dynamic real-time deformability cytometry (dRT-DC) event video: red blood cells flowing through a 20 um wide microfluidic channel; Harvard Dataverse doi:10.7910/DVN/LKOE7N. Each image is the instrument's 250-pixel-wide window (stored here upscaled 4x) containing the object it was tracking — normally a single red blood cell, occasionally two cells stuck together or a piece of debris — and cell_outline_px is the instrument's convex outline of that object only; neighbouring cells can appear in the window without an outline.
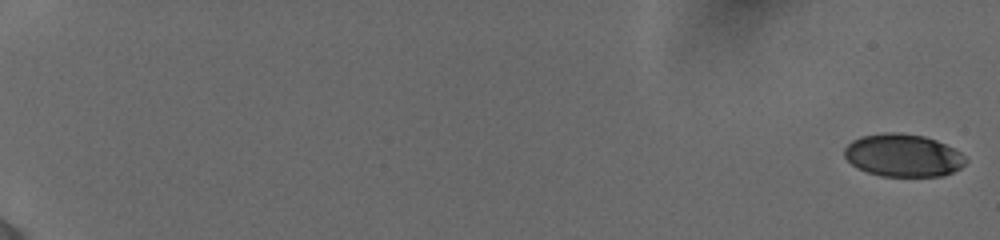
{"species": "human", "species_latin": "Homo sapiens", "temperature_condition": "cold", "stored_images_in_passage": 57, "camera_frame_rate_fps": 3000, "um_per_image_px": 0.085, "donor": {"sex": "female"}, "frame": {"image": 1, "passage_image": 1, "time_ms": 0.0, "image_size_px": [1000, 240], "cell_outline_px": [[968, 160], [960, 168], [944, 176], [880, 176], [856, 168], [844, 156], [844, 148], [852, 140], [860, 136], [884, 132], [900, 132], [924, 136], [936, 140], [960, 152]], "centroid_in_image_um": [76.74, 13.2], "position_along_channel_um": 8.3, "area_um2": 30.29}}
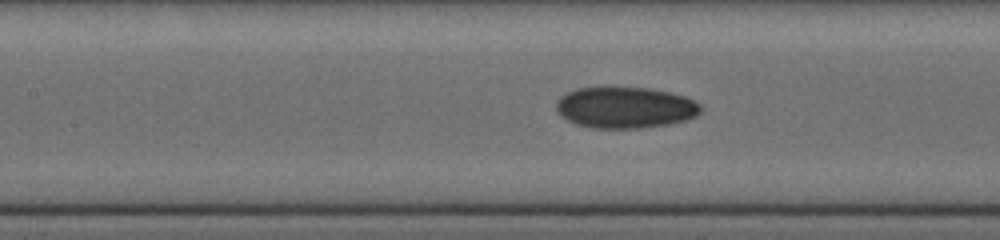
{"frame": {"image": 2, "passage_image": 30, "time_ms": 9.667, "image_size_px": [1000, 240], "cell_outline_px": [[700, 112], [696, 116], [684, 120], [668, 124], [640, 128], [592, 128], [576, 124], [560, 116], [556, 112], [556, 100], [560, 96], [576, 88], [648, 88], [668, 92], [684, 96], [700, 104]], "centroid_in_image_um": [53.09, 9.15], "position_along_channel_um": 154.3, "area_um2": 34.56}}
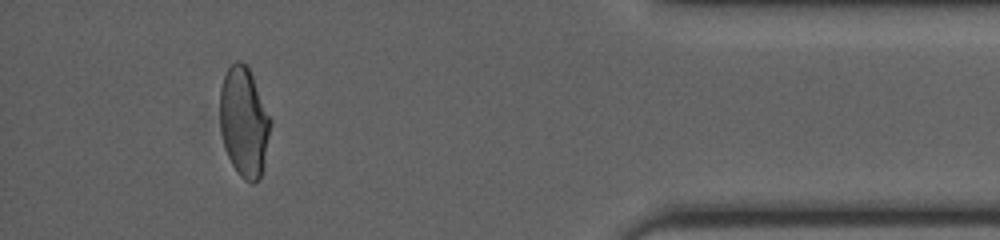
{"frame": {"image": 3, "passage_image": 53, "time_ms": 17.333, "image_size_px": [1000, 240], "cell_outline_px": [[272, 124], [264, 164], [260, 180], [252, 184], [244, 180], [240, 176], [232, 164], [228, 156], [224, 144], [220, 128], [220, 88], [224, 76], [228, 68], [236, 60], [240, 60], [248, 68], [252, 76], [272, 120]], "centroid_in_image_um": [20.75, 10.4], "position_along_channel_um": 414.4, "area_um2": 32.37}, "authors_computed_cell_mechanics": {"area_um2": 33.0038, "velocity_mm_per_s": 3.8878, "shape_relaxation_time_tau1_ms": null, "shape_relaxation_time_tau2_ms": 2.4393, "deformation_change_tau1": null, "deformation_change_tau2": 0.0575}}